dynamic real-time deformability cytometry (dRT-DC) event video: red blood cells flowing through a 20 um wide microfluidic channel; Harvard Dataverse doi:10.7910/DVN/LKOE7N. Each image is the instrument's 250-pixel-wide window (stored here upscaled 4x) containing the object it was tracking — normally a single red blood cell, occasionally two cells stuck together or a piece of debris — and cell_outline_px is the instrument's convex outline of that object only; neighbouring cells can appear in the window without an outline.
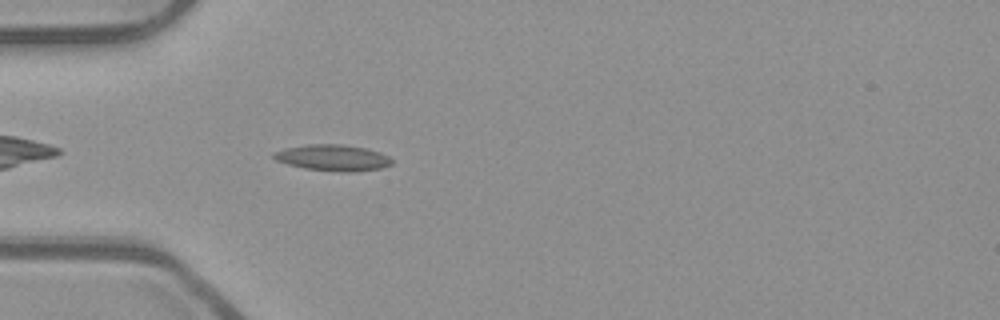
{"species": "common noctule bat (a hibernating species)", "species_latin": "Nyctalus noctula", "temperature_condition": "room temperature", "stored_images_in_passage": 41, "camera_frame_rate_fps": 3000, "um_per_image_px": 0.085, "animal": {"sex": "male", "body_mass_g": 23.1, "forearm_length_mm": 52.7}, "frame": {"image": 1, "passage_image": 4, "time_ms": 1.0, "image_size_px": [1000, 320], "cell_outline_px": [[392, 164], [380, 168], [348, 172], [340, 172], [304, 168], [288, 164], [276, 160], [272, 156], [272, 152], [284, 148], [308, 144], [344, 144], [368, 148], [380, 152], [388, 156], [392, 160]], "centroid_in_image_um": [28.28, 13.39], "position_along_channel_um": 56.7, "area_um2": 18.09}}
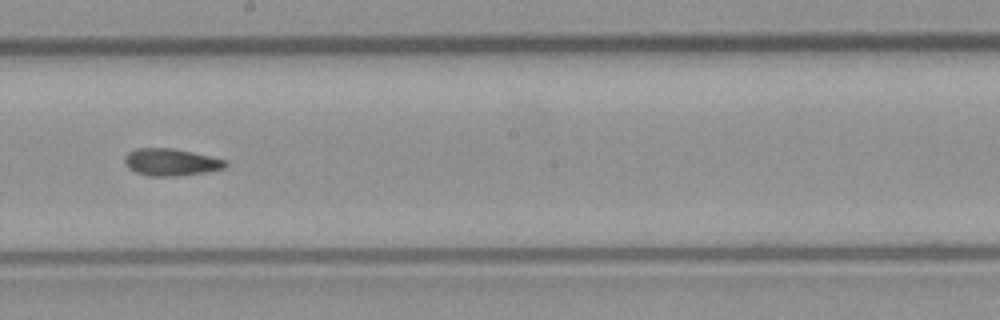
{"frame": {"image": 2, "passage_image": 18, "time_ms": 5.667, "image_size_px": [1000, 320], "cell_outline_px": [[228, 164], [224, 168], [204, 172], [180, 176], [148, 176], [136, 172], [128, 168], [124, 164], [124, 156], [128, 152], [136, 148], [172, 148], [192, 152], [228, 160]], "centroid_in_image_um": [14.51, 13.78], "position_along_channel_um": 233.7, "area_um2": 16.07}}
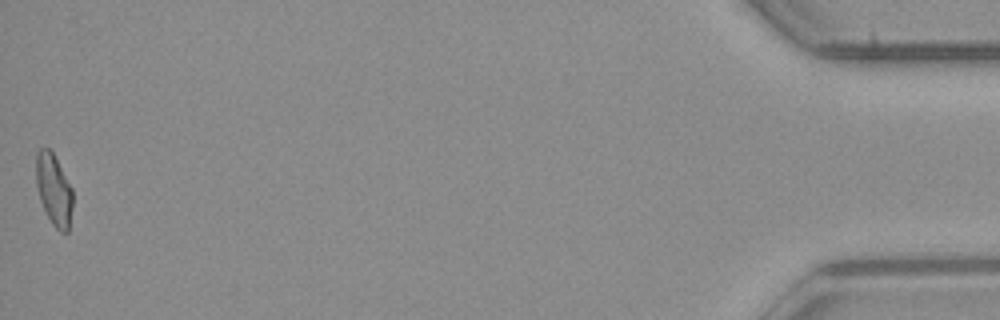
{"frame": {"image": 3, "passage_image": 41, "time_ms": 13.333, "image_size_px": [1000, 320], "cell_outline_px": [[72, 208], [68, 232], [60, 232], [52, 224], [40, 200], [36, 184], [36, 152], [40, 148], [48, 148], [52, 152], [72, 188]], "centroid_in_image_um": [4.57, 16.13], "position_along_channel_um": 430.6, "area_um2": 15.09}, "authors_computed_cell_mechanics": {"area_um2": 15.8372, "velocity_mm_per_s": 3.8921, "shape_relaxation_time_tau1_ms": null, "shape_relaxation_time_tau2_ms": 3.8745, "deformation_change_tau1": null, "deformation_change_tau2": 0.0951}}